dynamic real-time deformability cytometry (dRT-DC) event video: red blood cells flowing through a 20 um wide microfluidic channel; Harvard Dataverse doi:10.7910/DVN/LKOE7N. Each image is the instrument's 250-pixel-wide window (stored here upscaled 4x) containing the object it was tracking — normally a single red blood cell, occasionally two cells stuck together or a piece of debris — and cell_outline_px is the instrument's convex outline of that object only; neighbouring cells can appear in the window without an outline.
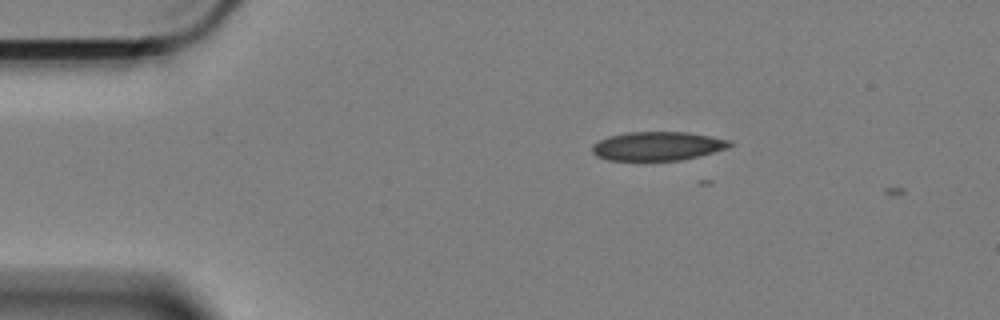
{"species": "Egyptian fruit bat (a non-hibernating species)", "species_latin": "Rousettus aegyptiacus", "temperature_condition": "cold", "stored_images_in_passage": 5, "camera_frame_rate_fps": 3000, "um_per_image_px": 0.085, "animal": {"sex": "female"}, "frame": {"image": 1, "passage_image": 4, "time_ms": 1.0, "image_size_px": [1000, 320], "cell_outline_px": [[732, 144], [728, 148], [700, 156], [680, 160], [608, 160], [596, 156], [592, 152], [592, 144], [608, 136], [628, 132], [688, 132], [732, 140]], "centroid_in_image_um": [55.9, 12.41], "position_along_channel_um": 29.1, "area_um2": 23.18}}